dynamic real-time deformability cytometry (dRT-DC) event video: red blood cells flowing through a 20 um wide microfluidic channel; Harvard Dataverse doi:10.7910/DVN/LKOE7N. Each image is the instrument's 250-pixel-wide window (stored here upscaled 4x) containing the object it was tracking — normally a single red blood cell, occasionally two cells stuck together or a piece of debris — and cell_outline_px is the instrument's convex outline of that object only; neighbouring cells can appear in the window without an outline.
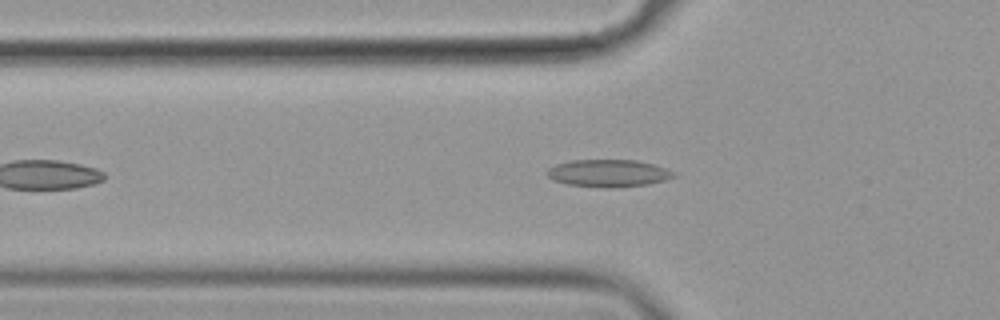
{"species": "common noctule bat (a hibernating species)", "species_latin": "Nyctalus noctula", "temperature_condition": "cold", "stored_images_in_passage": 48, "camera_frame_rate_fps": 3000, "um_per_image_px": 0.085, "animal": {"sex": "female", "body_mass_g": 19.9}, "frame": {"image": 1, "passage_image": 10, "time_ms": 3.0, "image_size_px": [1000, 320], "cell_outline_px": [[676, 176], [664, 180], [648, 184], [616, 188], [604, 188], [568, 184], [552, 180], [544, 172], [548, 168], [556, 164], [572, 160], [636, 160], [656, 164], [676, 172]], "centroid_in_image_um": [51.72, 14.72], "position_along_channel_um": 74.1, "area_um2": 20.46}}
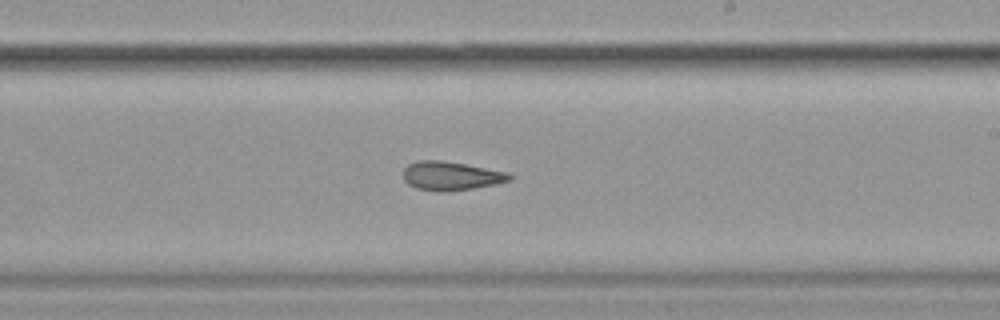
{"frame": {"image": 2, "passage_image": 25, "time_ms": 8.0, "image_size_px": [1000, 320], "cell_outline_px": [[516, 176], [512, 180], [496, 184], [472, 188], [416, 188], [408, 184], [404, 180], [404, 168], [408, 164], [416, 160], [440, 160], [464, 164], [508, 172]], "centroid_in_image_um": [38.39, 14.89], "position_along_channel_um": 250.6, "area_um2": 17.05}}
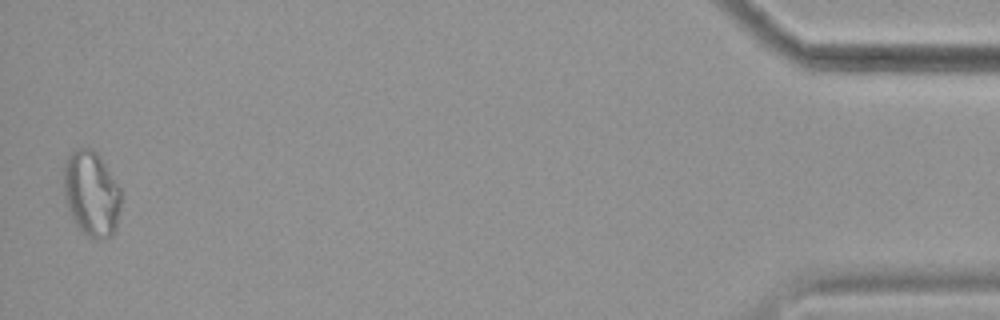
{"frame": {"image": 3, "passage_image": 47, "time_ms": 15.333, "image_size_px": [1000, 320], "cell_outline_px": [[120, 208], [116, 228], [112, 236], [96, 240], [88, 236], [76, 224], [68, 208], [64, 196], [64, 164], [68, 156], [76, 148], [92, 148], [96, 152], [120, 188]], "centroid_in_image_um": [7.77, 16.47], "position_along_channel_um": 427.4, "area_um2": 28.21}, "authors_computed_cell_mechanics": {"area_um2": 19.1607, "velocity_mm_per_s": 3.5305, "shape_relaxation_time_tau1_ms": null, "shape_relaxation_time_tau2_ms": 3.761, "deformation_change_tau1": null, "deformation_change_tau2": 0.1237}}